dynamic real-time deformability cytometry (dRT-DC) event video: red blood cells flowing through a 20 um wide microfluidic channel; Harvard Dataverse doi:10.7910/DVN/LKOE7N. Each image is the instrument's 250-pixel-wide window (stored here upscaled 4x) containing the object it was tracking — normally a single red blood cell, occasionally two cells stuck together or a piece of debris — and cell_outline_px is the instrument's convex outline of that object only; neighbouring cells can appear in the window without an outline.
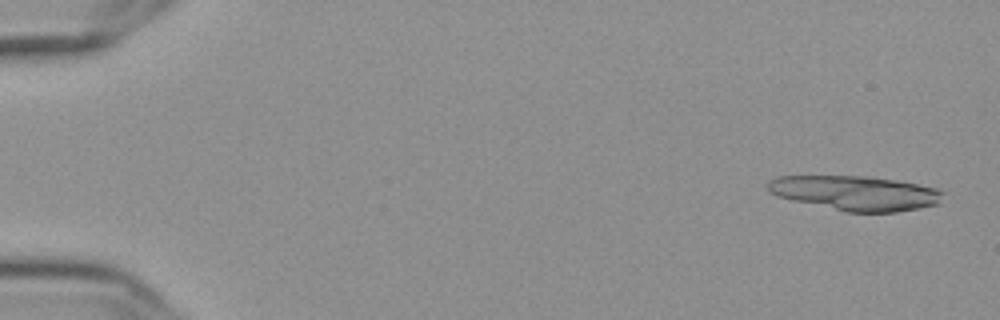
{"species": "Egyptian fruit bat (a non-hibernating species)", "species_latin": "Rousettus aegyptiacus", "temperature_condition": "cold", "stored_images_in_passage": 18, "camera_frame_rate_fps": 3000, "um_per_image_px": 0.085, "frame": {"image": 1, "passage_image": 2, "time_ms": 0.333, "image_size_px": [1000, 320], "cell_outline_px": [[944, 192], [940, 204], [920, 208], [896, 212], [848, 212], [792, 200], [776, 196], [768, 192], [768, 180], [780, 176], [864, 176], [896, 180], [936, 188]], "centroid_in_image_um": [72.72, 16.41], "position_along_channel_um": 12.3, "area_um2": 35.32}}